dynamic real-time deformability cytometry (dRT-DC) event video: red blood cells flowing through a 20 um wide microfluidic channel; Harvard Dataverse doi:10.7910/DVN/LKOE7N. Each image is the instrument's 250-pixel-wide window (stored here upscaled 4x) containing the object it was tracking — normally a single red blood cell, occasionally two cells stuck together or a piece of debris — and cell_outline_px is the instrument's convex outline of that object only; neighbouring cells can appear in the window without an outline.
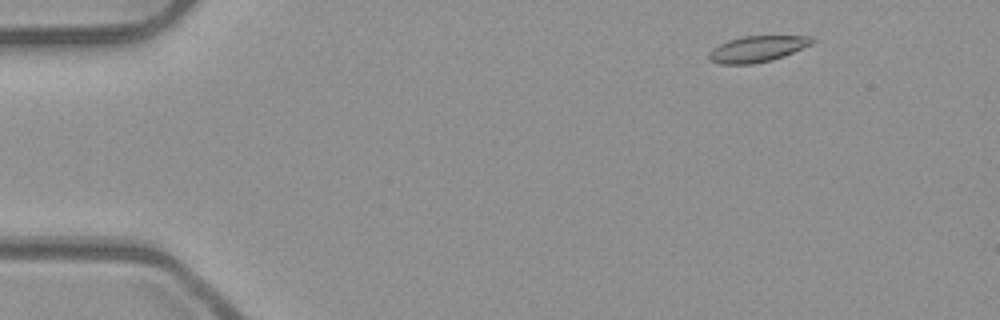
{"species": "common noctule bat (a hibernating species)", "species_latin": "Nyctalus noctula", "temperature_condition": "room temperature", "stored_images_in_passage": 48, "camera_frame_rate_fps": 3000, "um_per_image_px": 0.085, "animal": {"sex": "male", "body_mass_g": 23.1, "forearm_length_mm": 52.7}, "frame": {"image": 1, "passage_image": 2, "time_ms": 0.333, "image_size_px": [1000, 320], "cell_outline_px": [[816, 40], [812, 44], [784, 56], [772, 60], [752, 64], [720, 64], [708, 60], [708, 52], [712, 48], [728, 40], [744, 36], [812, 36]], "centroid_in_image_um": [64.36, 4.16], "position_along_channel_um": 20.6, "area_um2": 15.78}}
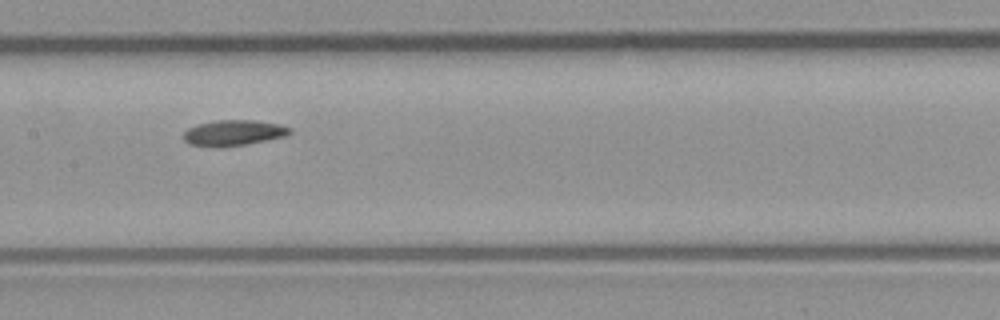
{"frame": {"image": 2, "passage_image": 22, "time_ms": 7.0, "image_size_px": [1000, 320], "cell_outline_px": [[292, 132], [288, 136], [244, 144], [220, 148], [212, 148], [188, 144], [180, 136], [188, 128], [196, 124], [216, 120], [256, 120], [280, 124], [292, 128]], "centroid_in_image_um": [19.82, 11.3], "position_along_channel_um": 187.6, "area_um2": 16.36}}
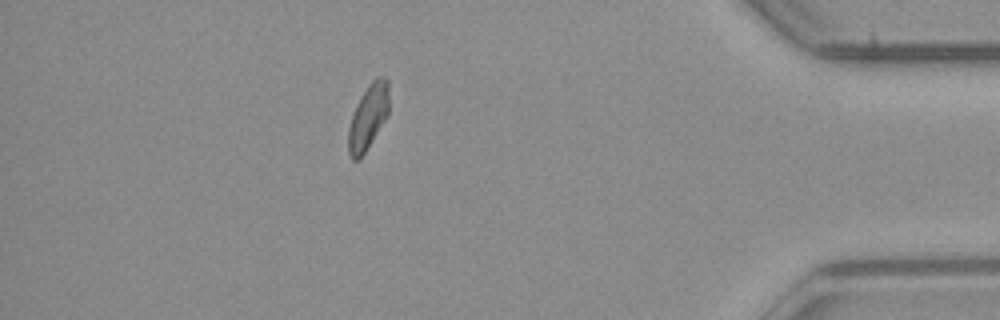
{"frame": {"image": 3, "passage_image": 42, "time_ms": 13.667, "image_size_px": [1000, 320], "cell_outline_px": [[388, 116], [360, 160], [352, 160], [348, 152], [348, 128], [352, 116], [368, 84], [376, 76], [384, 76], [388, 80]], "centroid_in_image_um": [31.3, 9.97], "position_along_channel_um": 403.9, "area_um2": 15.32}}